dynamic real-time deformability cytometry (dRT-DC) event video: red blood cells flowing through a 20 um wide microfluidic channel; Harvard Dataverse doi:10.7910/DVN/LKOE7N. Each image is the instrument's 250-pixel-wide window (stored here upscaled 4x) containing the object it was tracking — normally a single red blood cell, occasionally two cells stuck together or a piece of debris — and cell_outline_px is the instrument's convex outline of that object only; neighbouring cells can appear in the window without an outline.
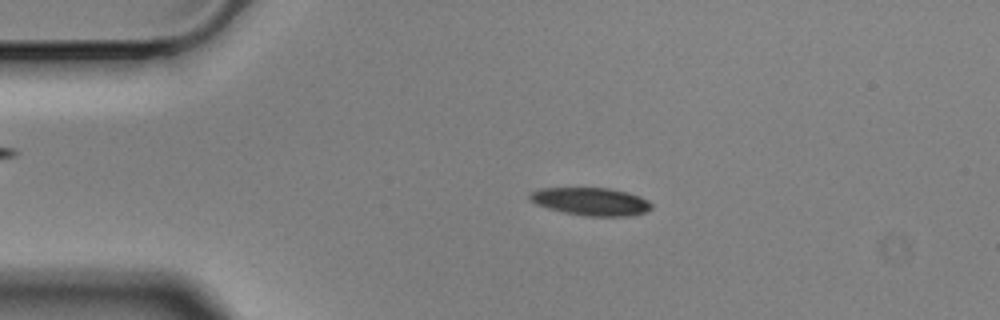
{"species": "Egyptian fruit bat (a non-hibernating species)", "species_latin": "Rousettus aegyptiacus", "temperature_condition": "cold", "stored_images_in_passage": 3, "camera_frame_rate_fps": 3000, "um_per_image_px": 0.085, "animal": {"sex": "male"}, "frame": {"image": 1, "passage_image": 2, "time_ms": 0.333, "image_size_px": [1000, 320], "cell_outline_px": [[652, 208], [644, 212], [628, 216], [588, 216], [564, 212], [548, 208], [536, 204], [528, 196], [532, 192], [540, 188], [608, 188], [640, 196], [648, 200], [652, 204]], "centroid_in_image_um": [50.24, 17.13], "position_along_channel_um": 34.8, "area_um2": 19.48}}